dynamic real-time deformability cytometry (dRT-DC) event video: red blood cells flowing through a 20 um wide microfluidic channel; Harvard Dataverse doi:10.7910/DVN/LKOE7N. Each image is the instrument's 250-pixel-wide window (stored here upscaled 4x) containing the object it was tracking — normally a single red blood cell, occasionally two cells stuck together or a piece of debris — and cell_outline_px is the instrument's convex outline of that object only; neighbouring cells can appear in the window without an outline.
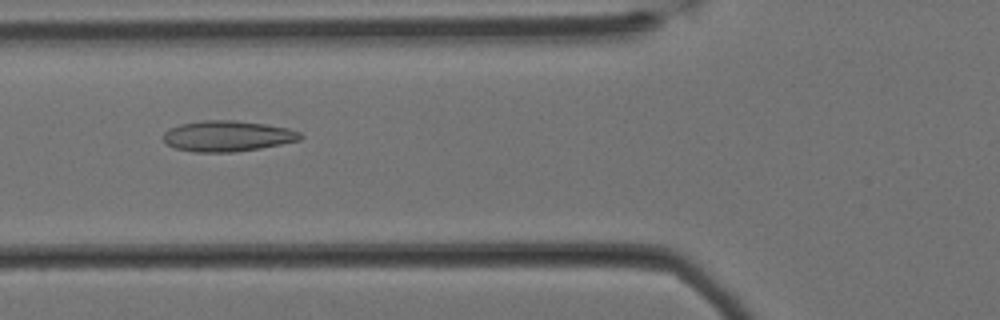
{"species": "Egyptian fruit bat (a non-hibernating species)", "species_latin": "Rousettus aegyptiacus", "temperature_condition": "cold", "stored_images_in_passage": 59, "camera_frame_rate_fps": 3000, "um_per_image_px": 0.085, "animal": {"sex": "female"}, "frame": {"image": 1, "passage_image": 21, "time_ms": 6.667, "image_size_px": [1000, 320], "cell_outline_px": [[304, 136], [300, 140], [260, 148], [236, 152], [196, 152], [176, 148], [168, 144], [164, 140], [164, 132], [168, 128], [180, 124], [204, 120], [232, 120], [264, 124], [288, 128], [300, 132]], "centroid_in_image_um": [19.34, 11.56], "position_along_channel_um": 106.5, "area_um2": 24.45}}
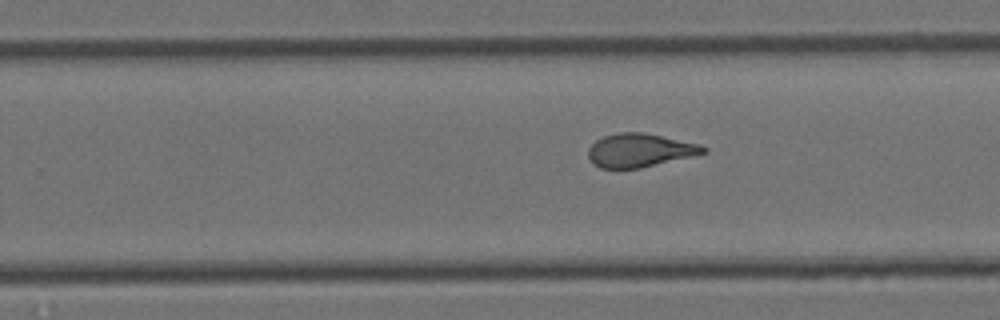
{"frame": {"image": 2, "passage_image": 36, "time_ms": 11.667, "image_size_px": [1000, 320], "cell_outline_px": [[708, 152], [692, 156], [640, 168], [600, 168], [592, 164], [588, 156], [588, 148], [596, 140], [604, 136], [620, 132], [644, 132], [700, 144], [708, 148]], "centroid_in_image_um": [54.37, 12.77], "position_along_channel_um": 275.4, "area_um2": 22.48}}
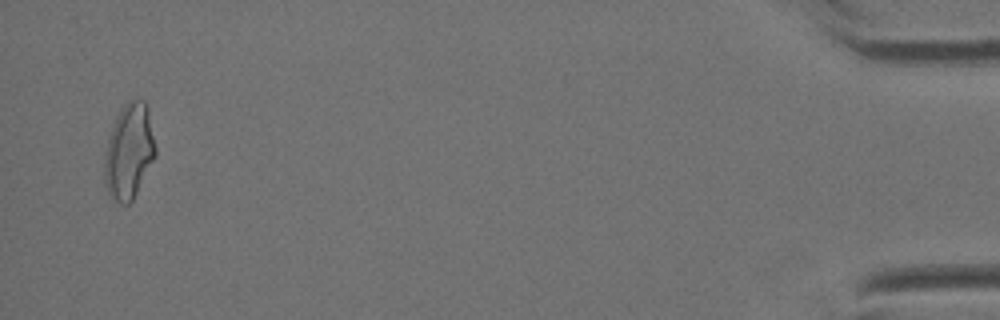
{"frame": {"image": 3, "passage_image": 57, "time_ms": 18.667, "image_size_px": [1000, 320], "cell_outline_px": [[156, 156], [132, 200], [128, 204], [120, 204], [112, 200], [104, 184], [104, 160], [108, 140], [116, 116], [124, 104], [128, 100], [144, 100], [148, 108], [156, 148]], "centroid_in_image_um": [10.96, 12.89], "position_along_channel_um": 424.2, "area_um2": 28.26}, "authors_computed_cell_mechanics": {"area_um2": 23.7558, "velocity_mm_per_s": 3.3836, "shape_relaxation_time_tau1_ms": null, "shape_relaxation_time_tau2_ms": 1.7066, "deformation_change_tau1": null, "deformation_change_tau2": 0.0994}}